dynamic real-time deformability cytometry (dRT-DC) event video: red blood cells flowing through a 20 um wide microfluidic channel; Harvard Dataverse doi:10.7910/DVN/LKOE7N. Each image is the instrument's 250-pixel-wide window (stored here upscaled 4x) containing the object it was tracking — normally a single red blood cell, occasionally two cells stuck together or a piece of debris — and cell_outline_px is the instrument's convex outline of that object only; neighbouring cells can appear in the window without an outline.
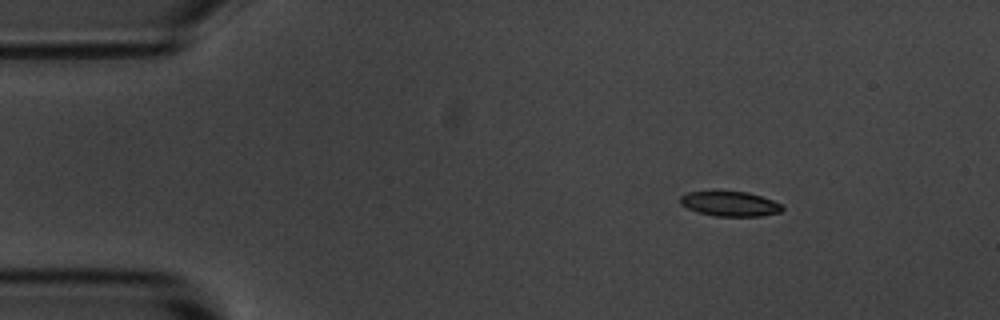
{"species": "common noctule bat (a hibernating species)", "species_latin": "Nyctalus noctula", "temperature_condition": "room temperature", "stored_images_in_passage": 3, "camera_frame_rate_fps": 3000, "um_per_image_px": 0.085, "animal": {"sex": "male", "body_mass_g": 20.1, "forearm_length_mm": 53.5}, "frame": {"image": 1, "passage_image": 1, "time_ms": 0.0, "image_size_px": [1000, 320], "cell_outline_px": [[784, 208], [780, 212], [764, 216], [716, 216], [700, 212], [688, 208], [680, 204], [680, 196], [688, 192], [712, 188], [748, 192], [772, 200], [780, 204]], "centroid_in_image_um": [62.0, 17.27], "position_along_channel_um": 23.0, "area_um2": 15.37}}